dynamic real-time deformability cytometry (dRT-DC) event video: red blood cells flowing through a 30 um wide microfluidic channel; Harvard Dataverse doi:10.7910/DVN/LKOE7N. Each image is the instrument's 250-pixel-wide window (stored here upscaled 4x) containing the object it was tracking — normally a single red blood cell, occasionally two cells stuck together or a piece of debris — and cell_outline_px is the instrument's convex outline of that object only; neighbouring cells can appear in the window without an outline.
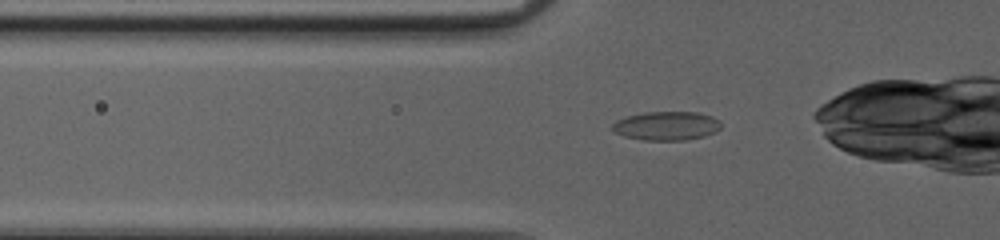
{"species": "common noctule bat (a hibernating species)", "species_latin": "Nyctalus noctula", "temperature_condition": "cold", "stored_images_in_passage": 29, "camera_frame_rate_fps": 3000, "um_per_image_px": 0.085, "animal": {"sex": "female", "body_mass_g": 20.0, "forearm_length_mm": 54.0}, "frame": {"image": 1, "passage_image": 3, "time_ms": 0.667, "image_size_px": [1000, 240], "cell_outline_px": [[720, 128], [716, 132], [704, 136], [684, 140], [644, 140], [624, 136], [616, 132], [612, 128], [612, 124], [616, 120], [628, 116], [644, 112], [700, 112], [712, 116], [720, 120]], "centroid_in_image_um": [56.68, 10.69], "position_along_channel_um": 69.1, "area_um2": 18.26}}
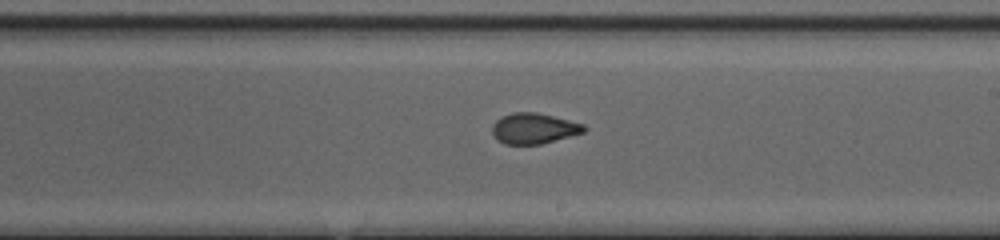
{"frame": {"image": 2, "passage_image": 16, "time_ms": 5.0, "image_size_px": [1000, 240], "cell_outline_px": [[588, 128], [584, 132], [540, 144], [504, 144], [496, 140], [492, 132], [492, 124], [500, 116], [512, 112], [536, 112], [584, 124]], "centroid_in_image_um": [45.33, 10.91], "position_along_channel_um": 243.7, "area_um2": 16.42}}
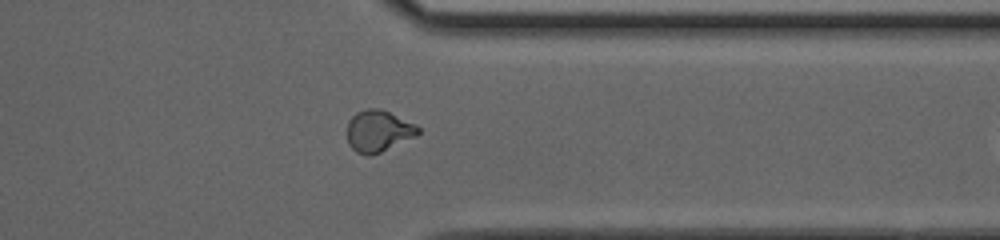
{"frame": {"image": 3, "passage_image": 26, "time_ms": 8.333, "image_size_px": [1000, 240], "cell_outline_px": [[420, 132], [416, 136], [380, 152], [368, 156], [356, 152], [348, 144], [348, 120], [356, 112], [364, 108], [380, 108], [416, 124], [420, 128]], "centroid_in_image_um": [32.15, 11.12], "position_along_channel_um": 379.2, "area_um2": 17.22}}